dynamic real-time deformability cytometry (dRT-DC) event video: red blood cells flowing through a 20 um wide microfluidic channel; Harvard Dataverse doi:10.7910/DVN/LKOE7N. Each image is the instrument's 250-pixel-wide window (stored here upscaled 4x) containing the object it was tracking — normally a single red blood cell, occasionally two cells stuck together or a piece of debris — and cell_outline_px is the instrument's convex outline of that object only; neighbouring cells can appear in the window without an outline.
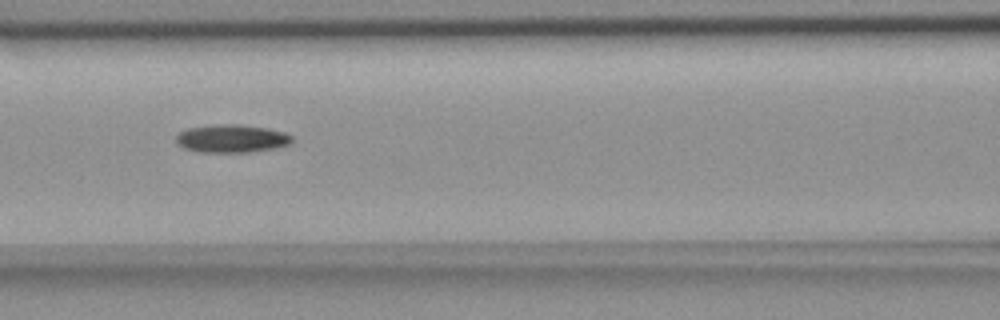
{"species": "common noctule bat (a hibernating species)", "species_latin": "Nyctalus noctula", "temperature_condition": "room temperature", "stored_images_in_passage": 11, "camera_frame_rate_fps": 3000, "um_per_image_px": 0.085, "animal": {"sex": "female", "body_mass_g": 18.4}, "frame": {"image": 1, "passage_image": 7, "time_ms": 8.0, "image_size_px": [1000, 320], "cell_outline_px": [[292, 140], [288, 144], [272, 148], [248, 152], [200, 152], [184, 148], [176, 144], [176, 136], [180, 132], [188, 128], [216, 124], [240, 124], [268, 128], [284, 132], [292, 136]], "centroid_in_image_um": [19.65, 11.77], "position_along_channel_um": 146.9, "area_um2": 18.84}}
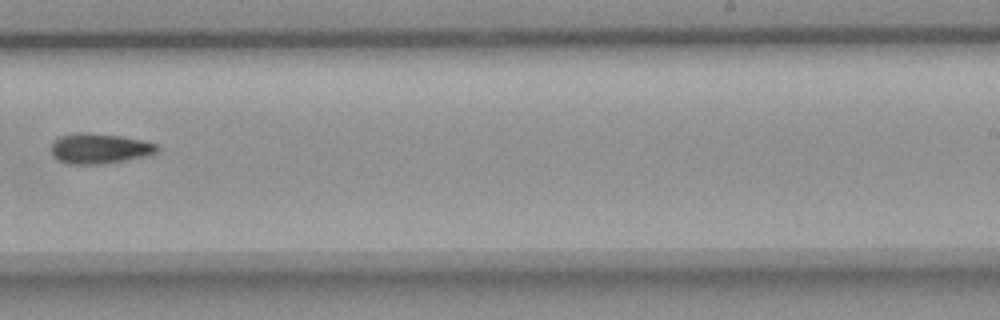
{"frame": {"image": 2, "passage_image": 10, "time_ms": 11.667, "image_size_px": [1000, 320], "cell_outline_px": [[160, 148], [156, 152], [144, 156], [124, 160], [100, 164], [68, 164], [60, 160], [52, 152], [52, 144], [60, 136], [76, 132], [88, 132], [120, 136], [144, 140], [156, 144]], "centroid_in_image_um": [8.47, 12.61], "position_along_channel_um": 280.5, "area_um2": 18.44}}
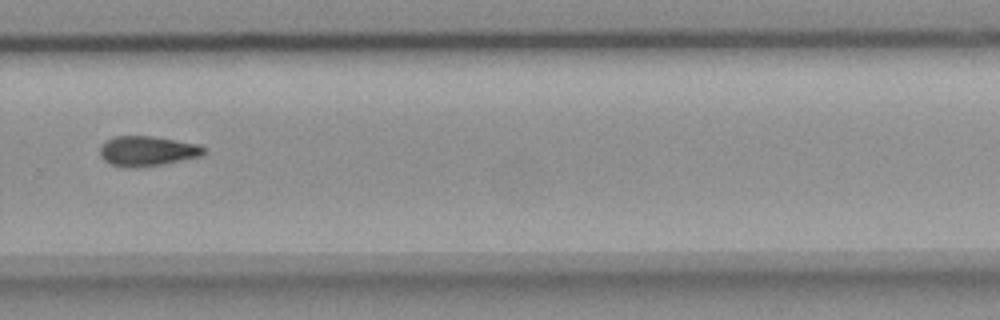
{"frame": {"image": 3, "passage_image": 11, "time_ms": 12.667, "image_size_px": [1000, 320], "cell_outline_px": [[204, 156], [140, 168], [128, 168], [108, 164], [100, 156], [100, 148], [108, 140], [116, 136], [152, 136], [200, 144], [204, 148]], "centroid_in_image_um": [12.53, 12.85], "position_along_channel_um": 317.3, "area_um2": 18.26}}